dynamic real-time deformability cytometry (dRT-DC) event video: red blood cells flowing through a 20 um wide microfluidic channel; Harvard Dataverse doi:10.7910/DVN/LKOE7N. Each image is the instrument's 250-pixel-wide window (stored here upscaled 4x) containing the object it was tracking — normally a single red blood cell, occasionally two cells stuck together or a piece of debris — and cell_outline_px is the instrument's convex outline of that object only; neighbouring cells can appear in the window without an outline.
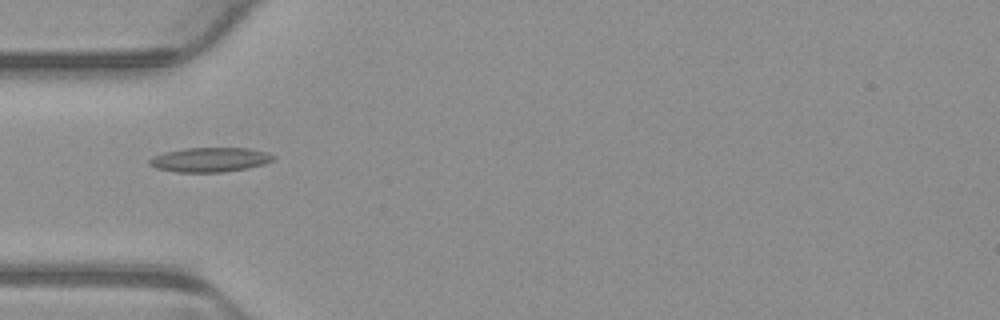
{"species": "common noctule bat (a hibernating species)", "species_latin": "Nyctalus noctula", "temperature_condition": "warm", "stored_images_in_passage": 3, "camera_frame_rate_fps": 3000, "um_per_image_px": 0.085, "animal": {"sex": "male", "body_mass_g": 23.1, "forearm_length_mm": 52.7}, "frame": {"image": 1, "passage_image": 1, "time_ms": 0.0, "image_size_px": [1000, 320], "cell_outline_px": [[276, 156], [272, 160], [264, 164], [248, 168], [224, 172], [176, 172], [156, 168], [148, 164], [148, 160], [152, 156], [164, 152], [184, 148], [248, 148], [268, 152]], "centroid_in_image_um": [17.83, 13.57], "position_along_channel_um": 67.2, "area_um2": 17.8}}
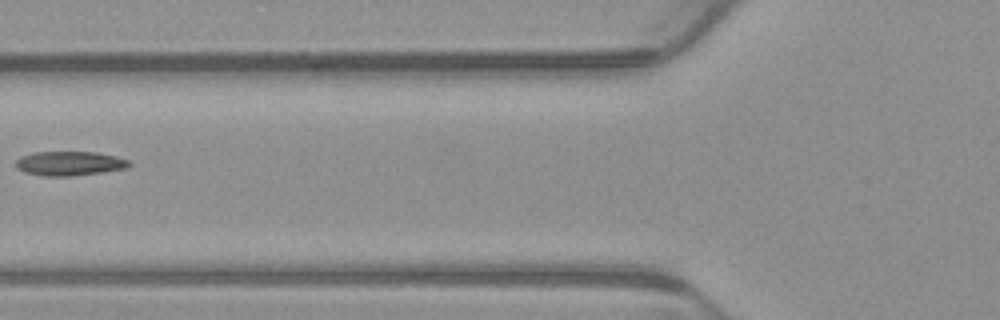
{"frame": {"image": 2, "passage_image": 2, "time_ms": 0.333, "image_size_px": [1000, 320], "cell_outline_px": [[132, 164], [124, 168], [104, 172], [72, 176], [44, 176], [24, 172], [16, 168], [16, 160], [20, 156], [32, 152], [96, 152], [116, 156], [128, 160]], "centroid_in_image_um": [5.88, 13.89], "position_along_channel_um": 119.9, "area_um2": 16.13}}
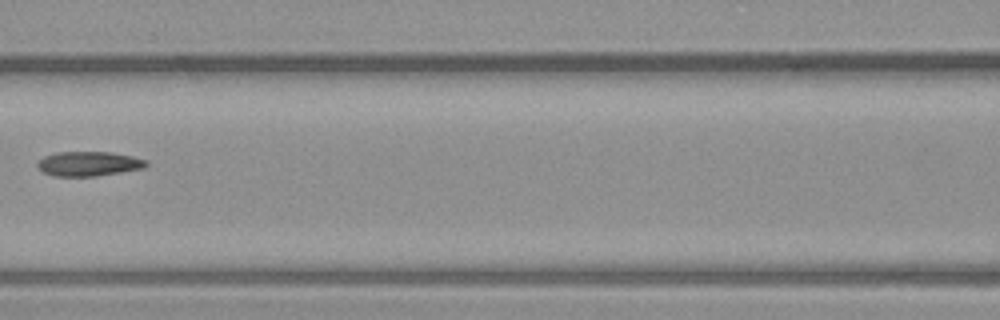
{"frame": {"image": 3, "passage_image": 3, "time_ms": 0.667, "image_size_px": [1000, 320], "cell_outline_px": [[148, 164], [144, 168], [96, 176], [56, 176], [44, 172], [36, 168], [36, 164], [44, 156], [56, 152], [112, 152], [132, 156], [148, 160]], "centroid_in_image_um": [7.54, 13.91], "position_along_channel_um": 159.1, "area_um2": 15.61}}